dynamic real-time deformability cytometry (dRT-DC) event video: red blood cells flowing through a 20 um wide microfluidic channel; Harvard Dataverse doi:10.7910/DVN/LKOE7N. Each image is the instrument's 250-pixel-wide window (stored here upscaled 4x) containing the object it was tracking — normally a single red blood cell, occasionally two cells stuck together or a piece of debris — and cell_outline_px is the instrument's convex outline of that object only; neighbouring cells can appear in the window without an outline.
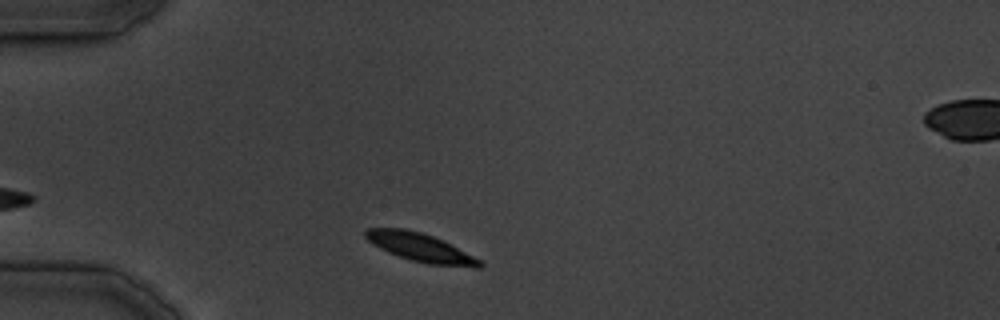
{"species": "common noctule bat (a hibernating species)", "species_latin": "Nyctalus noctula", "temperature_condition": "cold", "stored_images_in_passage": 27, "camera_frame_rate_fps": 3000, "um_per_image_px": 0.085, "animal": {"sex": "male", "body_mass_g": 19.5, "forearm_length_mm": 54.6}, "frame": {"image": 1, "passage_image": 1, "time_ms": 0.0, "image_size_px": [1000, 320], "cell_outline_px": [[484, 264], [480, 268], [472, 268], [428, 264], [412, 260], [388, 252], [372, 244], [364, 236], [364, 232], [368, 228], [404, 228], [420, 232], [432, 236], [480, 260]], "centroid_in_image_um": [35.7, 21.05], "position_along_channel_um": 49.3, "area_um2": 18.55}}
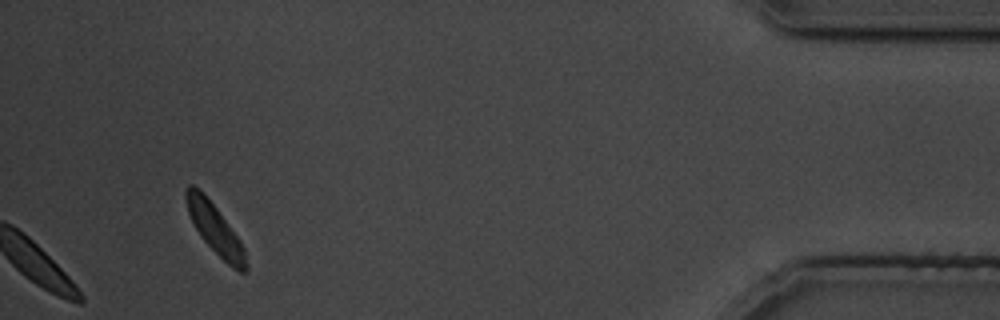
{"frame": {"image": 2, "passage_image": 27, "time_ms": 31.667, "image_size_px": [1000, 320], "cell_outline_px": [[248, 272], [240, 272], [232, 268], [200, 236], [188, 212], [184, 196], [184, 188], [188, 184], [192, 184], [204, 192], [240, 240], [244, 248], [248, 264]], "centroid_in_image_um": [18.27, 19.44], "position_along_channel_um": 416.9, "area_um2": 17.28}}